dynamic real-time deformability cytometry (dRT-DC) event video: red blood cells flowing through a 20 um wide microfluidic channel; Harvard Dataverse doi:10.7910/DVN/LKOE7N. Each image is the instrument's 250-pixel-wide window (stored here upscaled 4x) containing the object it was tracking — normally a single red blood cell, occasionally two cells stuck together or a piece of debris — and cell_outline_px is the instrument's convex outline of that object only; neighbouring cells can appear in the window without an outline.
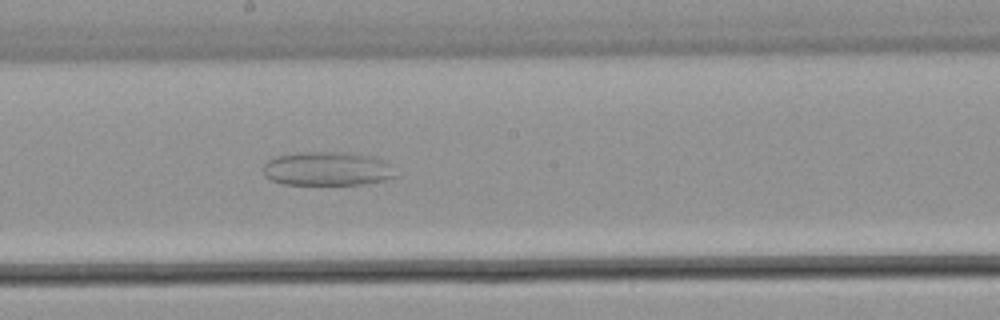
{"species": "common noctule bat (a hibernating species)", "species_latin": "Nyctalus noctula", "temperature_condition": "warm", "stored_images_in_passage": 31, "camera_frame_rate_fps": 3000, "um_per_image_px": 0.085, "animal": {"sex": "male", "body_mass_g": 21.5, "forearm_length_mm": 52.0}, "frame": {"image": 1, "passage_image": 11, "time_ms": 3.333, "image_size_px": [1000, 320], "cell_outline_px": [[392, 176], [384, 180], [364, 184], [284, 184], [272, 180], [264, 172], [264, 164], [268, 160], [280, 156], [304, 152], [348, 152], [380, 160], [388, 164]], "centroid_in_image_um": [27.74, 14.35], "position_along_channel_um": 220.5, "area_um2": 25.14}}